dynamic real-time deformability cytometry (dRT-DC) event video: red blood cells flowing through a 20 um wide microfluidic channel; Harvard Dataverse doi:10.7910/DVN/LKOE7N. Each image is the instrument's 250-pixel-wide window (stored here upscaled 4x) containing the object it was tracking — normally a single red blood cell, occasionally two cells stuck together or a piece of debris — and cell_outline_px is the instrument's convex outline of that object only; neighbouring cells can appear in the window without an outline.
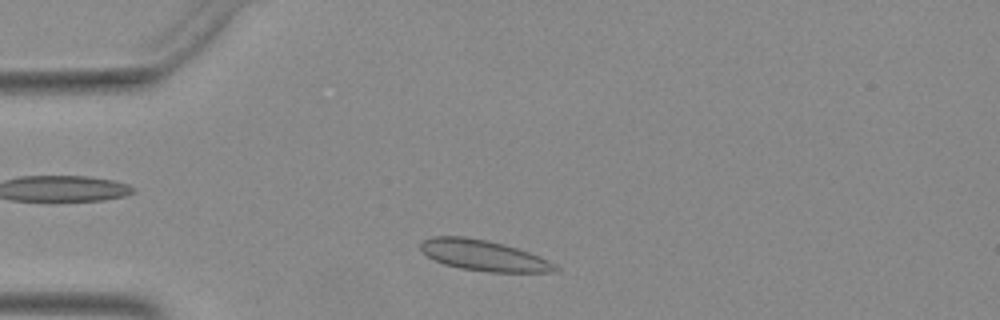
{"species": "Egyptian fruit bat (a non-hibernating species)", "species_latin": "Rousettus aegyptiacus", "temperature_condition": "warm", "stored_images_in_passage": 37, "camera_frame_rate_fps": 3000, "um_per_image_px": 0.085, "animal": {"sex": "female"}, "frame": {"image": 1, "passage_image": 4, "time_ms": 1.0, "image_size_px": [1000, 320], "cell_outline_px": [[560, 268], [552, 272], [488, 272], [460, 268], [444, 264], [428, 256], [420, 248], [420, 240], [432, 236], [464, 236], [504, 244], [528, 252], [548, 260], [556, 264]], "centroid_in_image_um": [41.09, 21.71], "position_along_channel_um": 43.9, "area_um2": 23.99}}
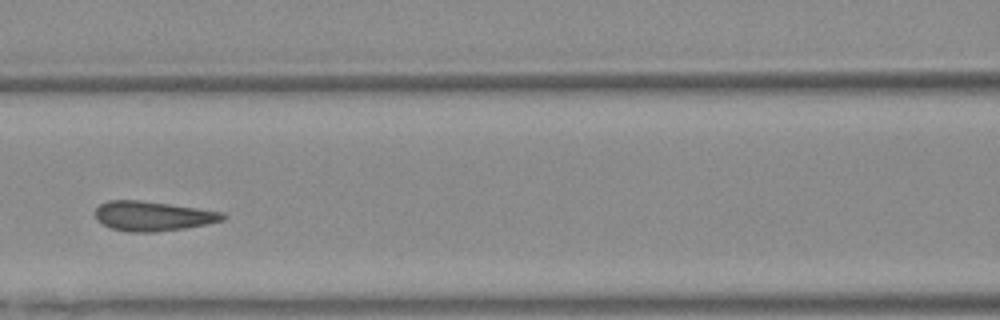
{"frame": {"image": 2, "passage_image": 14, "time_ms": 4.333, "image_size_px": [1000, 320], "cell_outline_px": [[228, 216], [224, 220], [208, 224], [184, 228], [156, 232], [128, 232], [112, 228], [96, 220], [96, 208], [100, 204], [108, 200], [140, 200], [224, 212]], "centroid_in_image_um": [13.01, 18.37], "position_along_channel_um": 153.6, "area_um2": 22.02}}
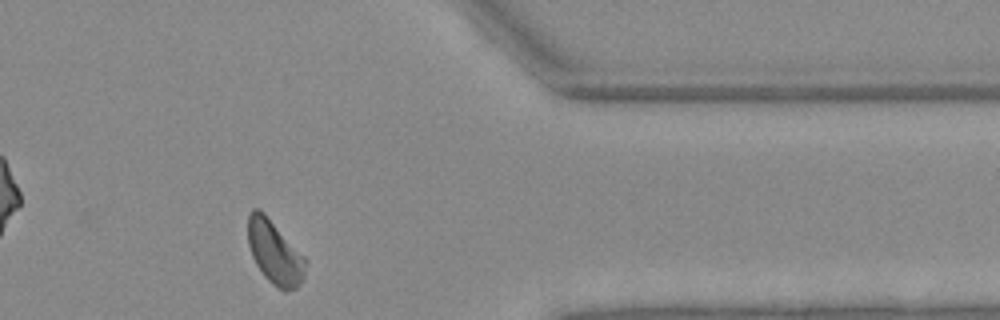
{"frame": {"image": 3, "passage_image": 33, "time_ms": 10.667, "image_size_px": [1000, 320], "cell_outline_px": [[308, 260], [304, 280], [296, 288], [284, 292], [272, 284], [264, 276], [256, 264], [252, 256], [248, 244], [248, 216], [252, 208], [260, 208], [264, 212]], "centroid_in_image_um": [23.37, 21.47], "position_along_channel_um": 388.0, "area_um2": 21.62}}